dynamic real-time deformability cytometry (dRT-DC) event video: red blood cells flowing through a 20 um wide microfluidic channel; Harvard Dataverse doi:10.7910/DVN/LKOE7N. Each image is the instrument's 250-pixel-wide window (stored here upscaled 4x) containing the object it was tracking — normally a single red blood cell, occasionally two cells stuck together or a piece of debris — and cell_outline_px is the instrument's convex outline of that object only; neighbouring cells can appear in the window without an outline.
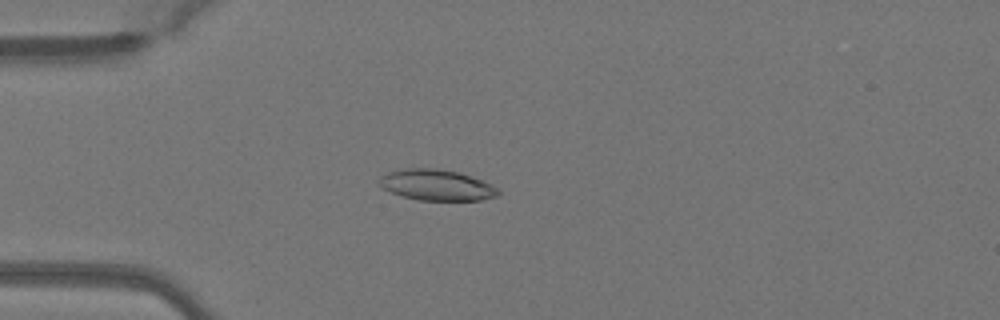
{"species": "Egyptian fruit bat (a non-hibernating species)", "species_latin": "Rousettus aegyptiacus", "temperature_condition": "warm", "stored_images_in_passage": 50, "camera_frame_rate_fps": 3000, "um_per_image_px": 0.085, "animal": {"sex": "female"}, "frame": {"image": 1, "passage_image": 14, "time_ms": 4.333, "image_size_px": [1000, 320], "cell_outline_px": [[500, 192], [496, 196], [480, 200], [420, 200], [404, 196], [380, 188], [376, 184], [376, 180], [380, 176], [388, 172], [404, 168], [436, 168], [460, 172], [492, 184]], "centroid_in_image_um": [37.05, 15.71], "position_along_channel_um": 48.0, "area_um2": 21.56}}
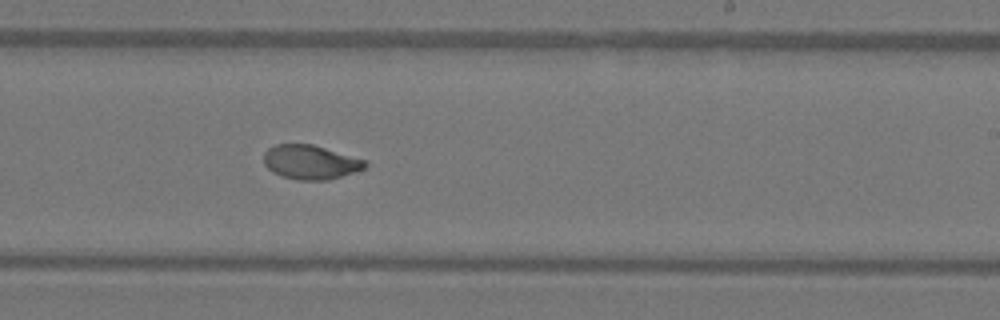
{"frame": {"image": 2, "passage_image": 31, "time_ms": 10.0, "image_size_px": [1000, 320], "cell_outline_px": [[368, 164], [364, 168], [328, 180], [296, 180], [272, 172], [264, 164], [264, 152], [268, 148], [276, 144], [312, 144], [364, 160]], "centroid_in_image_um": [26.34, 13.78], "position_along_channel_um": 262.7, "area_um2": 19.88}}
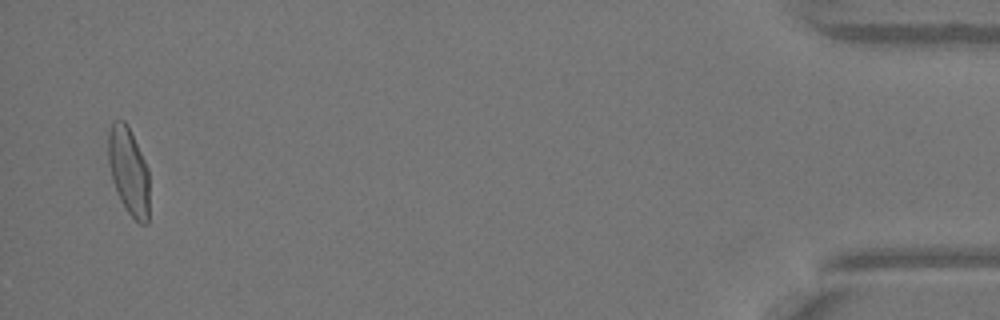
{"frame": {"image": 3, "passage_image": 49, "time_ms": 16.0, "image_size_px": [1000, 320], "cell_outline_px": [[148, 224], [140, 224], [128, 212], [120, 200], [112, 180], [108, 164], [108, 132], [112, 120], [124, 120], [128, 124], [148, 168]], "centroid_in_image_um": [10.92, 14.5], "position_along_channel_um": 424.3, "area_um2": 21.04}, "authors_computed_cell_mechanics": {"area_um2": 21.1259, "velocity_mm_per_s": 4.067, "shape_relaxation_time_tau1_ms": 6.828, "shape_relaxation_time_tau2_ms": 1.012, "deformation_change_tau1": 0.2011, "deformation_change_tau2": 0.0418}}